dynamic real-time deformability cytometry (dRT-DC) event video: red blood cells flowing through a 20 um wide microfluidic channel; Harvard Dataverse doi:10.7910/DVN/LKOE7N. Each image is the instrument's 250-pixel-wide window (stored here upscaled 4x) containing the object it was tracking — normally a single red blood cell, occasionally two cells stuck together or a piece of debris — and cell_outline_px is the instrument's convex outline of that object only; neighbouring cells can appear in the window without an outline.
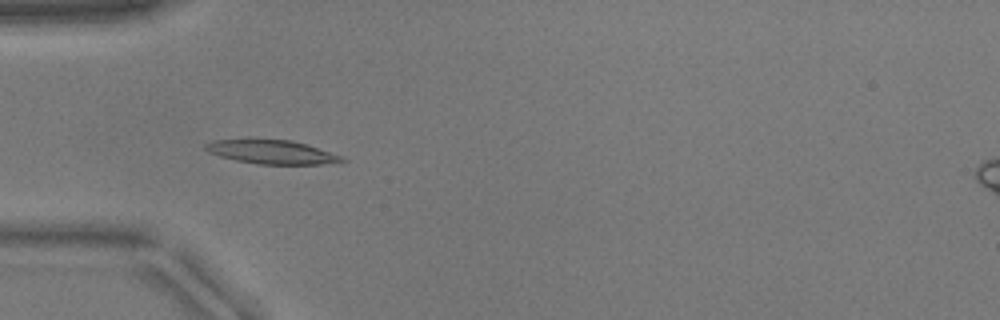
{"species": "common noctule bat (a hibernating species)", "species_latin": "Nyctalus noctula", "temperature_condition": "warm", "stored_images_in_passage": 52, "camera_frame_rate_fps": 3000, "um_per_image_px": 0.085, "animal": {"sex": "male", "body_mass_g": 17.9}, "frame": {"image": 1, "passage_image": 16, "time_ms": 5.0, "image_size_px": [1000, 320], "cell_outline_px": [[348, 160], [320, 164], [256, 164], [236, 160], [220, 156], [208, 152], [204, 148], [204, 144], [212, 140], [248, 136], [256, 136], [292, 140], [344, 156]], "centroid_in_image_um": [22.99, 12.85], "position_along_channel_um": 62.0, "area_um2": 19.94}}
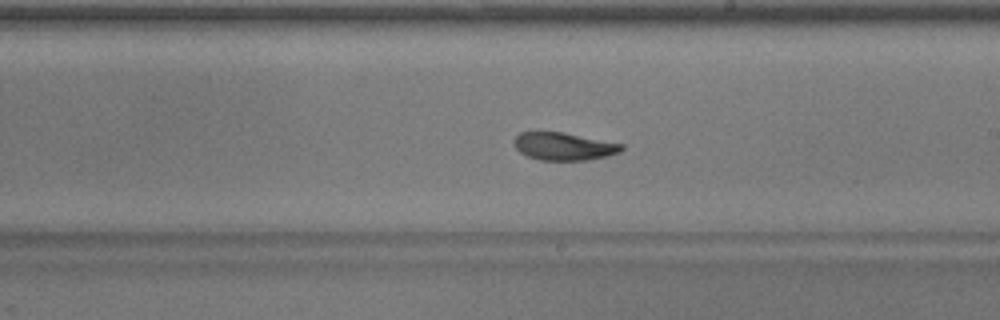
{"frame": {"image": 2, "passage_image": 30, "time_ms": 9.667, "image_size_px": [1000, 320], "cell_outline_px": [[624, 148], [620, 152], [608, 156], [588, 160], [540, 160], [528, 156], [520, 152], [516, 148], [512, 140], [520, 132], [564, 132], [624, 144]], "centroid_in_image_um": [47.94, 12.44], "position_along_channel_um": 241.1, "area_um2": 17.46}}
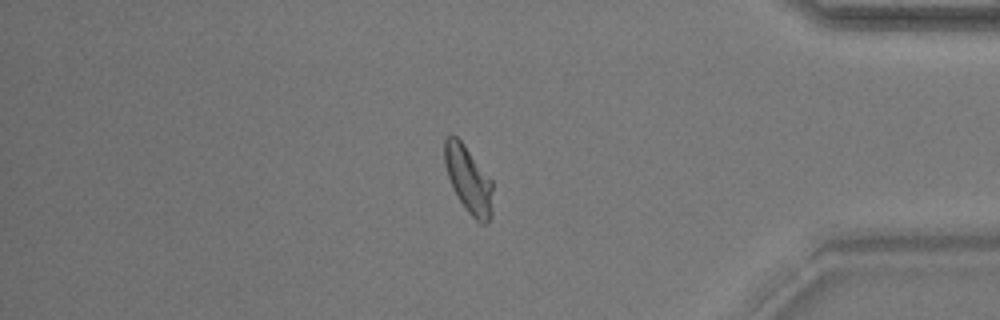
{"frame": {"image": 3, "passage_image": 44, "time_ms": 14.333, "image_size_px": [1000, 320], "cell_outline_px": [[492, 216], [488, 224], [480, 224], [468, 212], [460, 200], [448, 176], [444, 164], [444, 140], [448, 136], [456, 136], [464, 144], [492, 180]], "centroid_in_image_um": [39.84, 15.29], "position_along_channel_um": 395.4, "area_um2": 18.61}}